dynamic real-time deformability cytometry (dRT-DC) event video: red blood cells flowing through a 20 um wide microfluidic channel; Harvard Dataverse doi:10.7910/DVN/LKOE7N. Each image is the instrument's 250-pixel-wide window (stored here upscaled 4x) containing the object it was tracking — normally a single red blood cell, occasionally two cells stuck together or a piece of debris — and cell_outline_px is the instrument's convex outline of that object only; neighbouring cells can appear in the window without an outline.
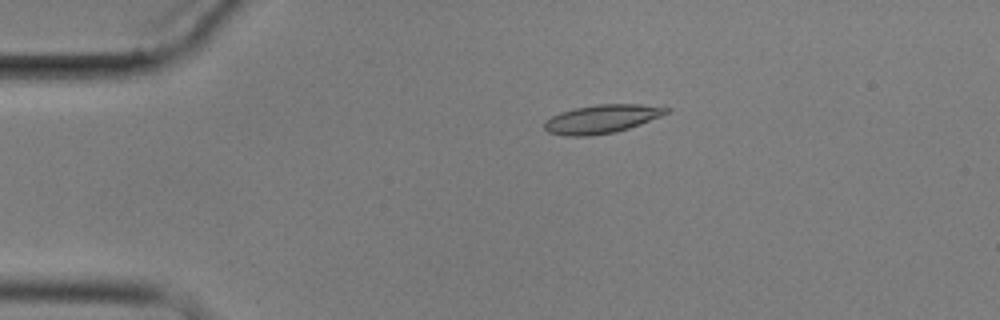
{"species": "common noctule bat (a hibernating species)", "species_latin": "Nyctalus noctula", "temperature_condition": "cold", "stored_images_in_passage": 9, "camera_frame_rate_fps": 3000, "um_per_image_px": 0.085, "animal": {"sex": "male", "body_mass_g": 17.9}, "frame": {"image": 1, "passage_image": 4, "time_ms": 3.667, "image_size_px": [1000, 320], "cell_outline_px": [[672, 108], [668, 112], [660, 116], [640, 124], [616, 132], [592, 136], [564, 136], [548, 132], [544, 128], [544, 120], [560, 112], [576, 108], [596, 104], [640, 104]], "centroid_in_image_um": [51.12, 10.12], "position_along_channel_um": 33.9, "area_um2": 20.29}}
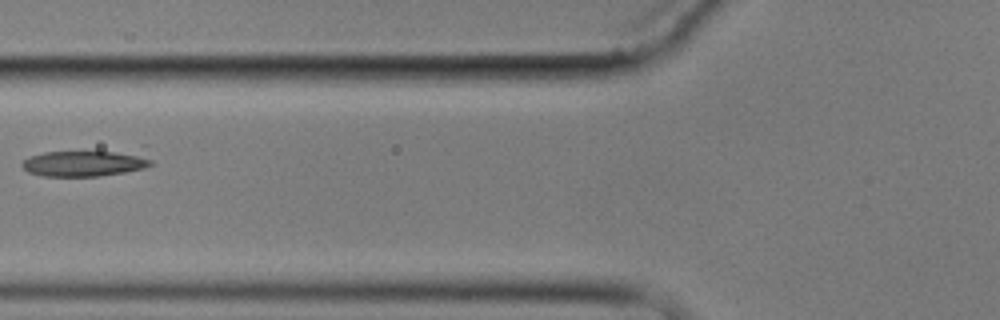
{"frame": {"image": 2, "passage_image": 7, "time_ms": 7.333, "image_size_px": [1000, 320], "cell_outline_px": [[152, 164], [144, 168], [124, 172], [100, 176], [40, 176], [28, 172], [20, 164], [28, 156], [44, 152], [144, 144], [152, 160]], "centroid_in_image_um": [7.54, 13.72], "position_along_channel_um": 118.3, "area_um2": 22.66}}
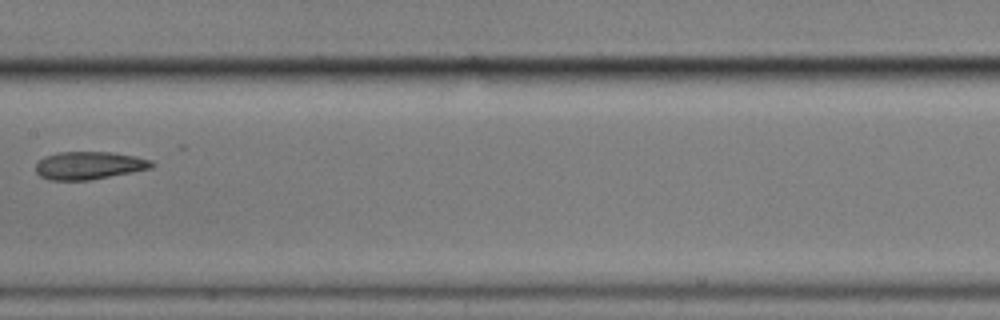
{"frame": {"image": 3, "passage_image": 9, "time_ms": 9.667, "image_size_px": [1000, 320], "cell_outline_px": [[156, 164], [152, 168], [132, 172], [88, 180], [48, 180], [40, 176], [36, 172], [36, 164], [44, 156], [56, 152], [112, 152], [136, 156], [152, 160]], "centroid_in_image_um": [7.58, 14.05], "position_along_channel_um": 199.8, "area_um2": 18.9}}